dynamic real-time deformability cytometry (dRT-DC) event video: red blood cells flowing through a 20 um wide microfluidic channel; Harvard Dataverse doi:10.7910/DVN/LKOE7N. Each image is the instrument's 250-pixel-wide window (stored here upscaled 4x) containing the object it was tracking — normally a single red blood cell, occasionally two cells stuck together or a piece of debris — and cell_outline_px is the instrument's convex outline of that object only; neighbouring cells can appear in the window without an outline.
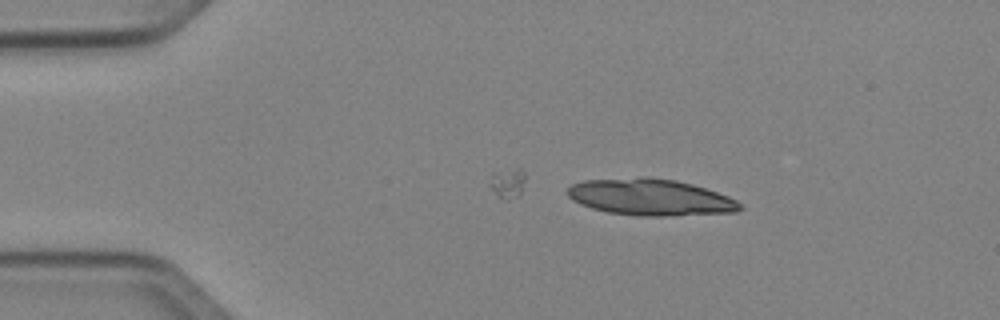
{"species": "Egyptian fruit bat (a non-hibernating species)", "species_latin": "Rousettus aegyptiacus", "temperature_condition": "cold", "stored_images_in_passage": 12, "camera_frame_rate_fps": 3000, "um_per_image_px": 0.085, "animal": {"sex": "female"}, "frame": {"image": 1, "passage_image": 1, "time_ms": 0.0, "image_size_px": [1000, 320], "cell_outline_px": [[744, 208], [736, 212], [664, 216], [640, 216], [608, 212], [592, 208], [580, 204], [572, 200], [564, 192], [572, 184], [584, 180], [644, 176], [648, 176], [676, 180], [692, 184], [728, 196], [736, 200]], "centroid_in_image_um": [55.25, 16.75], "position_along_channel_um": 29.8, "area_um2": 36.93}}